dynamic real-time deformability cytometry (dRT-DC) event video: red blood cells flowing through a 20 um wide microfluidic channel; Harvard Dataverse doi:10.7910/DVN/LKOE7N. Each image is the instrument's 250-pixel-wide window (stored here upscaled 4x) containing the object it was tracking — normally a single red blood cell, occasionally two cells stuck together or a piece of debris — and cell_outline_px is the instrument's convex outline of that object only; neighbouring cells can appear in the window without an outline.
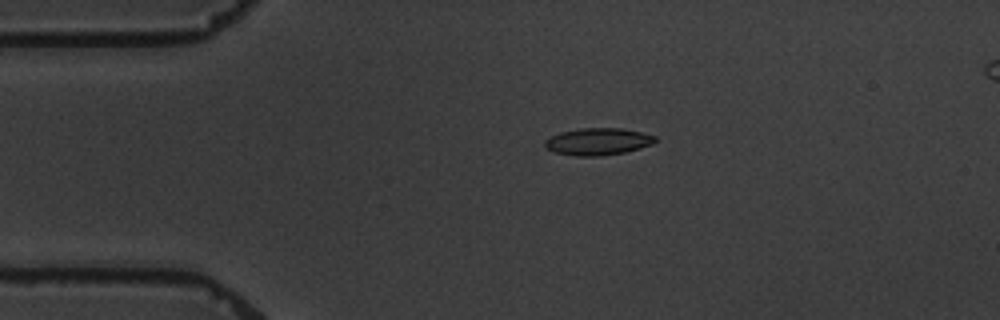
{"species": "common noctule bat (a hibernating species)", "species_latin": "Nyctalus noctula", "temperature_condition": "warm", "stored_images_in_passage": 6, "camera_frame_rate_fps": 3000, "um_per_image_px": 0.085, "animal": {"sex": "male", "body_mass_g": 19.5, "forearm_length_mm": 54.6}, "frame": {"image": 1, "passage_image": 4, "time_ms": 3.667, "image_size_px": [1000, 320], "cell_outline_px": [[656, 140], [652, 144], [640, 148], [624, 152], [600, 156], [576, 156], [556, 152], [544, 148], [544, 140], [560, 132], [580, 128], [620, 128], [640, 132], [656, 136]], "centroid_in_image_um": [50.8, 12.03], "position_along_channel_um": 34.2, "area_um2": 17.34}}